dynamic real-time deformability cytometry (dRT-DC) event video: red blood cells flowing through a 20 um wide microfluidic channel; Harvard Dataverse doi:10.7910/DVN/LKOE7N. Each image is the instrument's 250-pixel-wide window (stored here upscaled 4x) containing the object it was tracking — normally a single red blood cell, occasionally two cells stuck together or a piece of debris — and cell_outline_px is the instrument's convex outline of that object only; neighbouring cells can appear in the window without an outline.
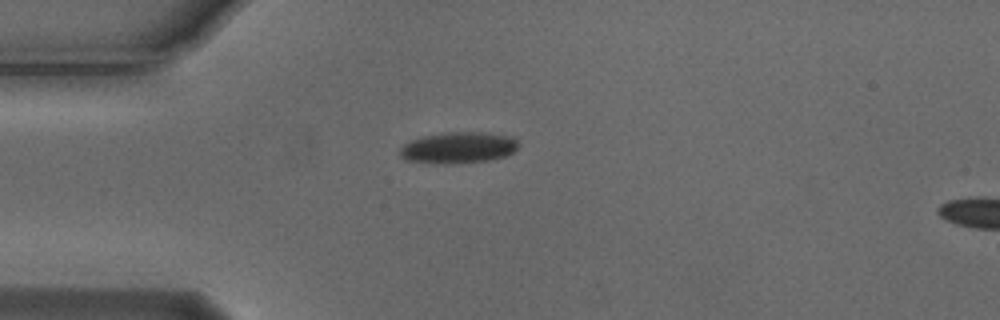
{"species": "Egyptian fruit bat (a non-hibernating species)", "species_latin": "Rousettus aegyptiacus", "temperature_condition": "cold", "stored_images_in_passage": 2, "camera_frame_rate_fps": 3000, "um_per_image_px": 0.085, "animal": {"sex": "male"}, "frame": {"image": 1, "passage_image": 1, "time_ms": 0.0, "image_size_px": [1000, 320], "cell_outline_px": [[520, 144], [512, 152], [504, 156], [488, 160], [444, 164], [404, 160], [400, 156], [400, 148], [404, 144], [412, 140], [424, 136], [444, 132], [484, 132], [512, 136]], "centroid_in_image_um": [38.95, 12.54], "position_along_channel_um": 46.1, "area_um2": 21.5}}